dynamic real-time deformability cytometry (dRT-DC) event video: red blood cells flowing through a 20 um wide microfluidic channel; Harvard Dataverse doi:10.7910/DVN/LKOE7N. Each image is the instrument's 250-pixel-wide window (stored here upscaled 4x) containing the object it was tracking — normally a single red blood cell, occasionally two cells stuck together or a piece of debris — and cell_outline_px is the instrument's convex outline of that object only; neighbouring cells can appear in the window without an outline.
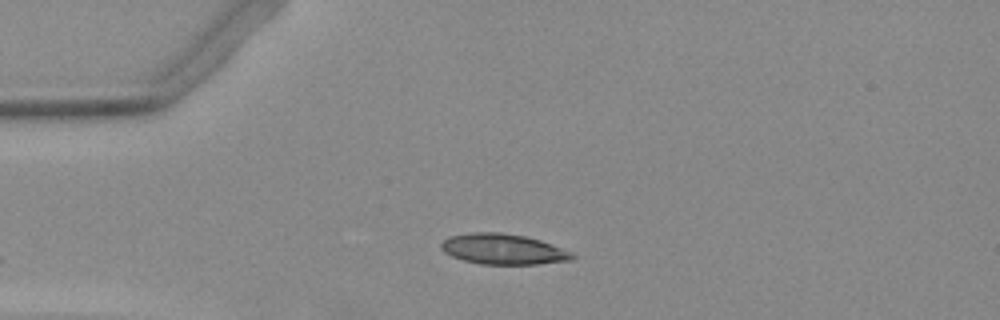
{"species": "Egyptian fruit bat (a non-hibernating species)", "species_latin": "Rousettus aegyptiacus", "temperature_condition": "warm", "stored_images_in_passage": 33, "camera_frame_rate_fps": 3000, "um_per_image_px": 0.085, "animal": {"sex": "female"}, "frame": {"image": 1, "passage_image": 1, "time_ms": 0.0, "image_size_px": [1000, 320], "cell_outline_px": [[576, 256], [572, 260], [536, 264], [480, 264], [464, 260], [452, 256], [444, 252], [440, 248], [440, 244], [448, 236], [472, 232], [500, 232], [524, 236], [540, 240], [576, 252]], "centroid_in_image_um": [42.8, 21.17], "position_along_channel_um": 42.2, "area_um2": 23.52}}
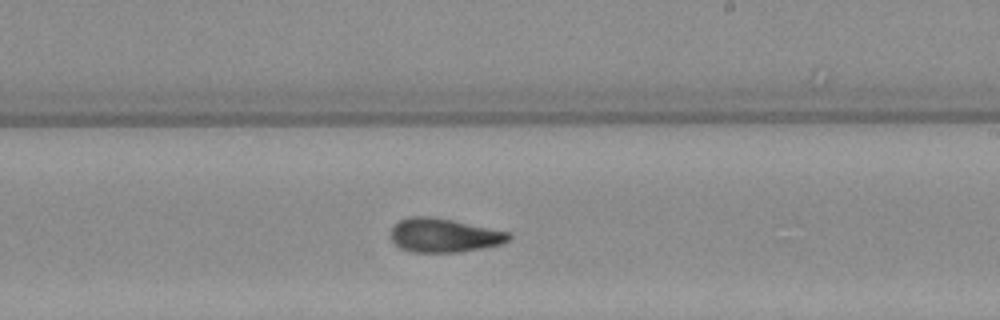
{"frame": {"image": 2, "passage_image": 19, "time_ms": 6.0, "image_size_px": [1000, 320], "cell_outline_px": [[512, 236], [508, 240], [500, 244], [484, 248], [460, 252], [412, 252], [400, 248], [392, 240], [392, 228], [400, 220], [412, 216], [428, 216], [452, 220], [512, 232]], "centroid_in_image_um": [37.78, 20.01], "position_along_channel_um": 251.2, "area_um2": 23.24}}
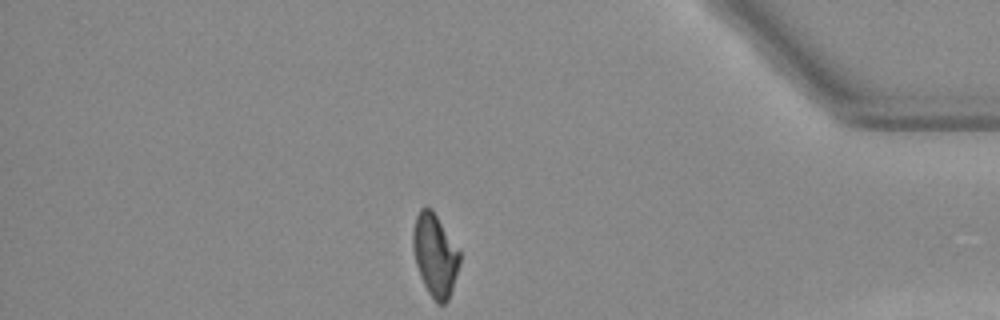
{"frame": {"image": 3, "passage_image": 33, "time_ms": 10.667, "image_size_px": [1000, 320], "cell_outline_px": [[460, 264], [448, 300], [444, 304], [436, 304], [428, 292], [420, 276], [416, 264], [412, 248], [412, 232], [416, 216], [420, 208], [432, 208], [460, 252]], "centroid_in_image_um": [36.96, 21.69], "position_along_channel_um": 398.2, "area_um2": 22.43}}